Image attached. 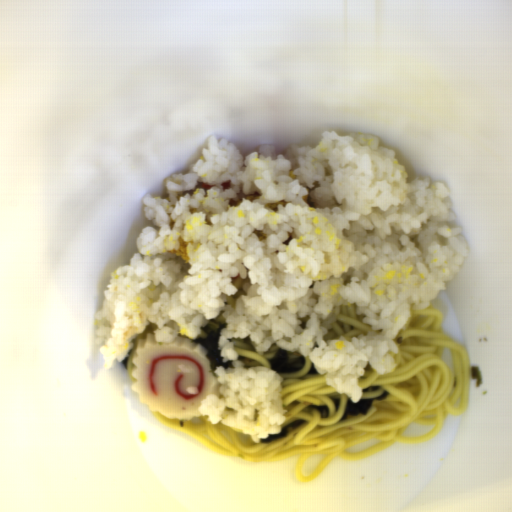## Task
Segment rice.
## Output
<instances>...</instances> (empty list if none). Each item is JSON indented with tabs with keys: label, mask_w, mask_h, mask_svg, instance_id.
I'll use <instances>...</instances> for the list:
<instances>
[{
	"label": "rice",
	"mask_w": 512,
	"mask_h": 512,
	"mask_svg": "<svg viewBox=\"0 0 512 512\" xmlns=\"http://www.w3.org/2000/svg\"><path fill=\"white\" fill-rule=\"evenodd\" d=\"M206 141L186 172L165 178L167 198L144 195L159 230L142 228L129 264L111 273L94 346L108 370L150 323L155 342L226 323L216 349L231 362L214 372L224 397L206 395L200 412L258 443L286 420L282 376L245 367L231 339L309 356L355 404L367 363L379 376L396 369L393 339L412 304L423 310L446 289L471 244L448 225L457 216L445 183H406L376 136L324 131L315 148L277 156L271 144L243 156L229 139ZM355 303L371 332L326 341L341 306Z\"/></svg>",
	"instance_id": "obj_1"
}]
</instances>
